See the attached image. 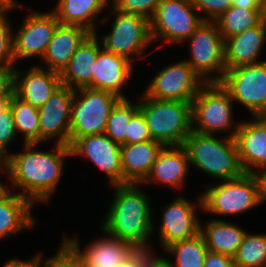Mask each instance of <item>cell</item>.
<instances>
[{
  "mask_svg": "<svg viewBox=\"0 0 266 267\" xmlns=\"http://www.w3.org/2000/svg\"><path fill=\"white\" fill-rule=\"evenodd\" d=\"M162 0H110V6L125 14L139 15L149 20Z\"/></svg>",
  "mask_w": 266,
  "mask_h": 267,
  "instance_id": "obj_36",
  "label": "cell"
},
{
  "mask_svg": "<svg viewBox=\"0 0 266 267\" xmlns=\"http://www.w3.org/2000/svg\"><path fill=\"white\" fill-rule=\"evenodd\" d=\"M233 261L234 267H265L266 234L246 232Z\"/></svg>",
  "mask_w": 266,
  "mask_h": 267,
  "instance_id": "obj_33",
  "label": "cell"
},
{
  "mask_svg": "<svg viewBox=\"0 0 266 267\" xmlns=\"http://www.w3.org/2000/svg\"><path fill=\"white\" fill-rule=\"evenodd\" d=\"M145 267H172L170 261L164 256L151 252L146 259Z\"/></svg>",
  "mask_w": 266,
  "mask_h": 267,
  "instance_id": "obj_44",
  "label": "cell"
},
{
  "mask_svg": "<svg viewBox=\"0 0 266 267\" xmlns=\"http://www.w3.org/2000/svg\"><path fill=\"white\" fill-rule=\"evenodd\" d=\"M202 21L192 0H162L150 19L152 41L184 44Z\"/></svg>",
  "mask_w": 266,
  "mask_h": 267,
  "instance_id": "obj_9",
  "label": "cell"
},
{
  "mask_svg": "<svg viewBox=\"0 0 266 267\" xmlns=\"http://www.w3.org/2000/svg\"><path fill=\"white\" fill-rule=\"evenodd\" d=\"M109 7L111 9L109 15L106 16L105 13L100 24H106L109 19H113L111 30H109V34L97 35L102 47L132 63L139 59L142 60L141 58L146 57L147 49L154 46L150 20L139 15L121 13L111 6Z\"/></svg>",
  "mask_w": 266,
  "mask_h": 267,
  "instance_id": "obj_6",
  "label": "cell"
},
{
  "mask_svg": "<svg viewBox=\"0 0 266 267\" xmlns=\"http://www.w3.org/2000/svg\"><path fill=\"white\" fill-rule=\"evenodd\" d=\"M188 41L190 56L184 60L206 83L219 82L226 66L224 39L216 22L202 21L186 42Z\"/></svg>",
  "mask_w": 266,
  "mask_h": 267,
  "instance_id": "obj_10",
  "label": "cell"
},
{
  "mask_svg": "<svg viewBox=\"0 0 266 267\" xmlns=\"http://www.w3.org/2000/svg\"><path fill=\"white\" fill-rule=\"evenodd\" d=\"M190 164L188 154L183 146H165L159 152L155 163L141 186L166 185L181 191L185 187ZM151 183V184H150Z\"/></svg>",
  "mask_w": 266,
  "mask_h": 267,
  "instance_id": "obj_21",
  "label": "cell"
},
{
  "mask_svg": "<svg viewBox=\"0 0 266 267\" xmlns=\"http://www.w3.org/2000/svg\"><path fill=\"white\" fill-rule=\"evenodd\" d=\"M219 83L235 106L241 104L251 116H266V60L227 69Z\"/></svg>",
  "mask_w": 266,
  "mask_h": 267,
  "instance_id": "obj_11",
  "label": "cell"
},
{
  "mask_svg": "<svg viewBox=\"0 0 266 267\" xmlns=\"http://www.w3.org/2000/svg\"><path fill=\"white\" fill-rule=\"evenodd\" d=\"M1 173L5 174V170H0V175H1ZM5 183L6 182H4V184H3L2 180L0 181V192L6 187Z\"/></svg>",
  "mask_w": 266,
  "mask_h": 267,
  "instance_id": "obj_50",
  "label": "cell"
},
{
  "mask_svg": "<svg viewBox=\"0 0 266 267\" xmlns=\"http://www.w3.org/2000/svg\"><path fill=\"white\" fill-rule=\"evenodd\" d=\"M200 221L202 234L208 251L234 257L246 230L222 219H209L205 225Z\"/></svg>",
  "mask_w": 266,
  "mask_h": 267,
  "instance_id": "obj_28",
  "label": "cell"
},
{
  "mask_svg": "<svg viewBox=\"0 0 266 267\" xmlns=\"http://www.w3.org/2000/svg\"><path fill=\"white\" fill-rule=\"evenodd\" d=\"M13 32V55L15 65L23 59L39 57L42 60L58 24L56 14L51 11L33 10Z\"/></svg>",
  "mask_w": 266,
  "mask_h": 267,
  "instance_id": "obj_14",
  "label": "cell"
},
{
  "mask_svg": "<svg viewBox=\"0 0 266 267\" xmlns=\"http://www.w3.org/2000/svg\"><path fill=\"white\" fill-rule=\"evenodd\" d=\"M204 267H234L233 257L208 251Z\"/></svg>",
  "mask_w": 266,
  "mask_h": 267,
  "instance_id": "obj_41",
  "label": "cell"
},
{
  "mask_svg": "<svg viewBox=\"0 0 266 267\" xmlns=\"http://www.w3.org/2000/svg\"><path fill=\"white\" fill-rule=\"evenodd\" d=\"M108 6L110 0H58L52 11L61 24L81 26L91 33H97L96 24L100 25L102 21L99 16L104 9L108 10Z\"/></svg>",
  "mask_w": 266,
  "mask_h": 267,
  "instance_id": "obj_27",
  "label": "cell"
},
{
  "mask_svg": "<svg viewBox=\"0 0 266 267\" xmlns=\"http://www.w3.org/2000/svg\"><path fill=\"white\" fill-rule=\"evenodd\" d=\"M164 146L154 140L121 145L123 184L142 183Z\"/></svg>",
  "mask_w": 266,
  "mask_h": 267,
  "instance_id": "obj_26",
  "label": "cell"
},
{
  "mask_svg": "<svg viewBox=\"0 0 266 267\" xmlns=\"http://www.w3.org/2000/svg\"><path fill=\"white\" fill-rule=\"evenodd\" d=\"M16 137L18 138L11 107L0 110V155L4 159L10 155L8 147Z\"/></svg>",
  "mask_w": 266,
  "mask_h": 267,
  "instance_id": "obj_37",
  "label": "cell"
},
{
  "mask_svg": "<svg viewBox=\"0 0 266 267\" xmlns=\"http://www.w3.org/2000/svg\"><path fill=\"white\" fill-rule=\"evenodd\" d=\"M53 149L38 150L41 143H24L20 153L11 152L5 159L8 189L35 204H48L63 177L70 146L53 143Z\"/></svg>",
  "mask_w": 266,
  "mask_h": 267,
  "instance_id": "obj_1",
  "label": "cell"
},
{
  "mask_svg": "<svg viewBox=\"0 0 266 267\" xmlns=\"http://www.w3.org/2000/svg\"><path fill=\"white\" fill-rule=\"evenodd\" d=\"M90 34L84 27L59 23L41 60L43 68L61 73Z\"/></svg>",
  "mask_w": 266,
  "mask_h": 267,
  "instance_id": "obj_24",
  "label": "cell"
},
{
  "mask_svg": "<svg viewBox=\"0 0 266 267\" xmlns=\"http://www.w3.org/2000/svg\"><path fill=\"white\" fill-rule=\"evenodd\" d=\"M152 140L146 119L139 110L128 124V133H126L125 145Z\"/></svg>",
  "mask_w": 266,
  "mask_h": 267,
  "instance_id": "obj_39",
  "label": "cell"
},
{
  "mask_svg": "<svg viewBox=\"0 0 266 267\" xmlns=\"http://www.w3.org/2000/svg\"><path fill=\"white\" fill-rule=\"evenodd\" d=\"M257 177L260 183L261 204L266 201V169L258 172Z\"/></svg>",
  "mask_w": 266,
  "mask_h": 267,
  "instance_id": "obj_46",
  "label": "cell"
},
{
  "mask_svg": "<svg viewBox=\"0 0 266 267\" xmlns=\"http://www.w3.org/2000/svg\"><path fill=\"white\" fill-rule=\"evenodd\" d=\"M63 237L56 254L46 257L45 259H43L42 256L41 267H83L79 252L65 236Z\"/></svg>",
  "mask_w": 266,
  "mask_h": 267,
  "instance_id": "obj_34",
  "label": "cell"
},
{
  "mask_svg": "<svg viewBox=\"0 0 266 267\" xmlns=\"http://www.w3.org/2000/svg\"><path fill=\"white\" fill-rule=\"evenodd\" d=\"M0 170H5V159L0 155Z\"/></svg>",
  "mask_w": 266,
  "mask_h": 267,
  "instance_id": "obj_49",
  "label": "cell"
},
{
  "mask_svg": "<svg viewBox=\"0 0 266 267\" xmlns=\"http://www.w3.org/2000/svg\"><path fill=\"white\" fill-rule=\"evenodd\" d=\"M20 7L18 0H0V9L16 10Z\"/></svg>",
  "mask_w": 266,
  "mask_h": 267,
  "instance_id": "obj_47",
  "label": "cell"
},
{
  "mask_svg": "<svg viewBox=\"0 0 266 267\" xmlns=\"http://www.w3.org/2000/svg\"><path fill=\"white\" fill-rule=\"evenodd\" d=\"M192 3L203 21H215L233 5V0H192Z\"/></svg>",
  "mask_w": 266,
  "mask_h": 267,
  "instance_id": "obj_38",
  "label": "cell"
},
{
  "mask_svg": "<svg viewBox=\"0 0 266 267\" xmlns=\"http://www.w3.org/2000/svg\"><path fill=\"white\" fill-rule=\"evenodd\" d=\"M140 99V100H139ZM137 99L152 140L165 146H183L192 132V103L147 97Z\"/></svg>",
  "mask_w": 266,
  "mask_h": 267,
  "instance_id": "obj_4",
  "label": "cell"
},
{
  "mask_svg": "<svg viewBox=\"0 0 266 267\" xmlns=\"http://www.w3.org/2000/svg\"><path fill=\"white\" fill-rule=\"evenodd\" d=\"M235 141L245 173L257 174L266 169V116L240 121Z\"/></svg>",
  "mask_w": 266,
  "mask_h": 267,
  "instance_id": "obj_17",
  "label": "cell"
},
{
  "mask_svg": "<svg viewBox=\"0 0 266 267\" xmlns=\"http://www.w3.org/2000/svg\"><path fill=\"white\" fill-rule=\"evenodd\" d=\"M233 109L234 101L219 82L206 83L192 101V131L235 138L240 121L235 122Z\"/></svg>",
  "mask_w": 266,
  "mask_h": 267,
  "instance_id": "obj_5",
  "label": "cell"
},
{
  "mask_svg": "<svg viewBox=\"0 0 266 267\" xmlns=\"http://www.w3.org/2000/svg\"><path fill=\"white\" fill-rule=\"evenodd\" d=\"M149 82L143 91L147 97L191 103L206 84L185 60L160 68Z\"/></svg>",
  "mask_w": 266,
  "mask_h": 267,
  "instance_id": "obj_12",
  "label": "cell"
},
{
  "mask_svg": "<svg viewBox=\"0 0 266 267\" xmlns=\"http://www.w3.org/2000/svg\"><path fill=\"white\" fill-rule=\"evenodd\" d=\"M74 93V89L61 85L46 103L37 108L41 144L53 139L54 143L69 146L71 105Z\"/></svg>",
  "mask_w": 266,
  "mask_h": 267,
  "instance_id": "obj_16",
  "label": "cell"
},
{
  "mask_svg": "<svg viewBox=\"0 0 266 267\" xmlns=\"http://www.w3.org/2000/svg\"><path fill=\"white\" fill-rule=\"evenodd\" d=\"M203 211L201 193L196 201H190L179 194L163 207L158 240L164 251L171 244L194 237L200 233V220L197 211Z\"/></svg>",
  "mask_w": 266,
  "mask_h": 267,
  "instance_id": "obj_13",
  "label": "cell"
},
{
  "mask_svg": "<svg viewBox=\"0 0 266 267\" xmlns=\"http://www.w3.org/2000/svg\"><path fill=\"white\" fill-rule=\"evenodd\" d=\"M13 96L0 97V110H7L10 107Z\"/></svg>",
  "mask_w": 266,
  "mask_h": 267,
  "instance_id": "obj_48",
  "label": "cell"
},
{
  "mask_svg": "<svg viewBox=\"0 0 266 267\" xmlns=\"http://www.w3.org/2000/svg\"><path fill=\"white\" fill-rule=\"evenodd\" d=\"M100 231L103 237L91 240L84 249L78 237H65L79 252L83 267H116L138 250L133 244Z\"/></svg>",
  "mask_w": 266,
  "mask_h": 267,
  "instance_id": "obj_18",
  "label": "cell"
},
{
  "mask_svg": "<svg viewBox=\"0 0 266 267\" xmlns=\"http://www.w3.org/2000/svg\"><path fill=\"white\" fill-rule=\"evenodd\" d=\"M150 250L138 249L130 258L116 267H145L147 256Z\"/></svg>",
  "mask_w": 266,
  "mask_h": 267,
  "instance_id": "obj_43",
  "label": "cell"
},
{
  "mask_svg": "<svg viewBox=\"0 0 266 267\" xmlns=\"http://www.w3.org/2000/svg\"><path fill=\"white\" fill-rule=\"evenodd\" d=\"M133 67L128 59L102 47L94 64L92 88L110 92L121 99L128 98L122 91L133 77Z\"/></svg>",
  "mask_w": 266,
  "mask_h": 267,
  "instance_id": "obj_20",
  "label": "cell"
},
{
  "mask_svg": "<svg viewBox=\"0 0 266 267\" xmlns=\"http://www.w3.org/2000/svg\"><path fill=\"white\" fill-rule=\"evenodd\" d=\"M222 138L192 131L183 143L190 166L217 181L235 179L245 173L240 164L235 138Z\"/></svg>",
  "mask_w": 266,
  "mask_h": 267,
  "instance_id": "obj_3",
  "label": "cell"
},
{
  "mask_svg": "<svg viewBox=\"0 0 266 267\" xmlns=\"http://www.w3.org/2000/svg\"><path fill=\"white\" fill-rule=\"evenodd\" d=\"M12 10L0 9V64L15 65L13 55V25L9 21V12ZM13 29V30H12Z\"/></svg>",
  "mask_w": 266,
  "mask_h": 267,
  "instance_id": "obj_35",
  "label": "cell"
},
{
  "mask_svg": "<svg viewBox=\"0 0 266 267\" xmlns=\"http://www.w3.org/2000/svg\"><path fill=\"white\" fill-rule=\"evenodd\" d=\"M62 85L60 73L43 68L41 65L29 67V70H15L14 93L29 105L39 108L46 103Z\"/></svg>",
  "mask_w": 266,
  "mask_h": 267,
  "instance_id": "obj_19",
  "label": "cell"
},
{
  "mask_svg": "<svg viewBox=\"0 0 266 267\" xmlns=\"http://www.w3.org/2000/svg\"><path fill=\"white\" fill-rule=\"evenodd\" d=\"M33 206L28 198L7 187L0 192V240L36 228V217L31 213Z\"/></svg>",
  "mask_w": 266,
  "mask_h": 267,
  "instance_id": "obj_23",
  "label": "cell"
},
{
  "mask_svg": "<svg viewBox=\"0 0 266 267\" xmlns=\"http://www.w3.org/2000/svg\"><path fill=\"white\" fill-rule=\"evenodd\" d=\"M42 253H36L31 258L22 260L19 258H10L2 267H41L42 265Z\"/></svg>",
  "mask_w": 266,
  "mask_h": 267,
  "instance_id": "obj_42",
  "label": "cell"
},
{
  "mask_svg": "<svg viewBox=\"0 0 266 267\" xmlns=\"http://www.w3.org/2000/svg\"><path fill=\"white\" fill-rule=\"evenodd\" d=\"M10 107L14 115L17 135H23V143H40V125L37 108L29 105L15 94L12 97Z\"/></svg>",
  "mask_w": 266,
  "mask_h": 267,
  "instance_id": "obj_31",
  "label": "cell"
},
{
  "mask_svg": "<svg viewBox=\"0 0 266 267\" xmlns=\"http://www.w3.org/2000/svg\"><path fill=\"white\" fill-rule=\"evenodd\" d=\"M98 33H91L79 46L68 65L60 73L62 85L71 89L83 87L92 88V73L98 52L102 48L97 37Z\"/></svg>",
  "mask_w": 266,
  "mask_h": 267,
  "instance_id": "obj_25",
  "label": "cell"
},
{
  "mask_svg": "<svg viewBox=\"0 0 266 267\" xmlns=\"http://www.w3.org/2000/svg\"><path fill=\"white\" fill-rule=\"evenodd\" d=\"M139 111V103L130 101L129 98L120 99L112 108L107 120L105 134L120 145H125L128 124L131 118Z\"/></svg>",
  "mask_w": 266,
  "mask_h": 267,
  "instance_id": "obj_32",
  "label": "cell"
},
{
  "mask_svg": "<svg viewBox=\"0 0 266 267\" xmlns=\"http://www.w3.org/2000/svg\"><path fill=\"white\" fill-rule=\"evenodd\" d=\"M15 65L0 64V97L13 96L15 86Z\"/></svg>",
  "mask_w": 266,
  "mask_h": 267,
  "instance_id": "obj_40",
  "label": "cell"
},
{
  "mask_svg": "<svg viewBox=\"0 0 266 267\" xmlns=\"http://www.w3.org/2000/svg\"><path fill=\"white\" fill-rule=\"evenodd\" d=\"M120 99L107 91L76 89L71 105L69 146L77 138L105 133L111 110Z\"/></svg>",
  "mask_w": 266,
  "mask_h": 267,
  "instance_id": "obj_8",
  "label": "cell"
},
{
  "mask_svg": "<svg viewBox=\"0 0 266 267\" xmlns=\"http://www.w3.org/2000/svg\"><path fill=\"white\" fill-rule=\"evenodd\" d=\"M163 252L173 256L174 262L167 257L172 267H204L208 249L202 234L198 233L192 238L171 244Z\"/></svg>",
  "mask_w": 266,
  "mask_h": 267,
  "instance_id": "obj_29",
  "label": "cell"
},
{
  "mask_svg": "<svg viewBox=\"0 0 266 267\" xmlns=\"http://www.w3.org/2000/svg\"><path fill=\"white\" fill-rule=\"evenodd\" d=\"M203 213L235 216L261 205L260 183L256 174L220 181L201 192Z\"/></svg>",
  "mask_w": 266,
  "mask_h": 267,
  "instance_id": "obj_7",
  "label": "cell"
},
{
  "mask_svg": "<svg viewBox=\"0 0 266 267\" xmlns=\"http://www.w3.org/2000/svg\"><path fill=\"white\" fill-rule=\"evenodd\" d=\"M233 6L241 9H266V0H233Z\"/></svg>",
  "mask_w": 266,
  "mask_h": 267,
  "instance_id": "obj_45",
  "label": "cell"
},
{
  "mask_svg": "<svg viewBox=\"0 0 266 267\" xmlns=\"http://www.w3.org/2000/svg\"><path fill=\"white\" fill-rule=\"evenodd\" d=\"M265 14L266 9H241L232 5L215 22L225 40L257 26L265 18Z\"/></svg>",
  "mask_w": 266,
  "mask_h": 267,
  "instance_id": "obj_30",
  "label": "cell"
},
{
  "mask_svg": "<svg viewBox=\"0 0 266 267\" xmlns=\"http://www.w3.org/2000/svg\"><path fill=\"white\" fill-rule=\"evenodd\" d=\"M141 183L111 185L114 196L109 204L101 230L109 236L133 244L137 249L155 250L151 247L150 238L155 234L152 201Z\"/></svg>",
  "mask_w": 266,
  "mask_h": 267,
  "instance_id": "obj_2",
  "label": "cell"
},
{
  "mask_svg": "<svg viewBox=\"0 0 266 267\" xmlns=\"http://www.w3.org/2000/svg\"><path fill=\"white\" fill-rule=\"evenodd\" d=\"M266 41L265 18L257 25L236 36L224 40L225 66L232 69L244 65L256 64L260 60Z\"/></svg>",
  "mask_w": 266,
  "mask_h": 267,
  "instance_id": "obj_22",
  "label": "cell"
},
{
  "mask_svg": "<svg viewBox=\"0 0 266 267\" xmlns=\"http://www.w3.org/2000/svg\"><path fill=\"white\" fill-rule=\"evenodd\" d=\"M71 157H84L107 176L110 185L123 184L121 145L105 133L77 138L70 145Z\"/></svg>",
  "mask_w": 266,
  "mask_h": 267,
  "instance_id": "obj_15",
  "label": "cell"
}]
</instances>
